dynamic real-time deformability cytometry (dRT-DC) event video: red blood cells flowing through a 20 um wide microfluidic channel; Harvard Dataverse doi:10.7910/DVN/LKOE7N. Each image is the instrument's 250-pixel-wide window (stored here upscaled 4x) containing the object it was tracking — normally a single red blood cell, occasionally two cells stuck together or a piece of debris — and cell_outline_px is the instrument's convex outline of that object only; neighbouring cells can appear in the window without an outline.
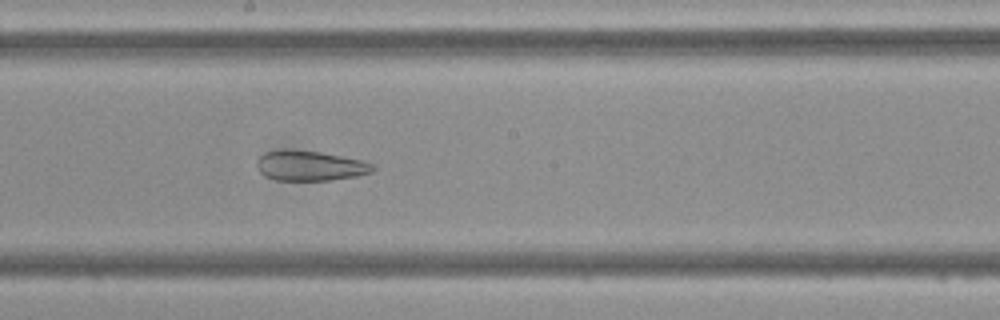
{"species": "Egyptian fruit bat (a non-hibernating species)", "species_latin": "Rousettus aegyptiacus", "temperature_condition": "cold", "stored_images_in_passage": 43, "camera_frame_rate_fps": 3000, "um_per_image_px": 0.085, "frame": {"image": 1, "passage_image": 26, "time_ms": 8.333, "image_size_px": [1000, 320], "cell_outline_px": [[376, 168], [372, 172], [356, 176], [332, 180], [276, 180], [264, 176], [260, 172], [256, 164], [256, 160], [264, 152], [320, 152], [364, 160], [372, 164]], "centroid_in_image_um": [26.4, 14.13], "position_along_channel_um": 221.8, "area_um2": 19.77}}
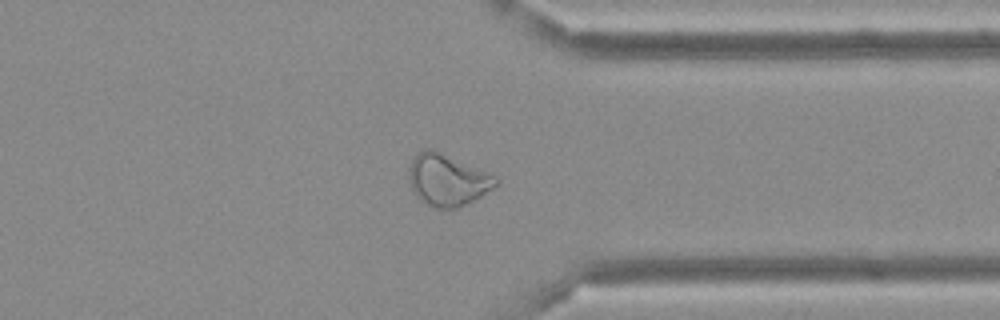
{"frame": {"image": 2, "passage_image": 37, "time_ms": 12.0, "image_size_px": [1000, 320], "cell_outline_px": [[500, 180], [492, 188], [480, 196], [460, 208], [436, 208], [420, 200], [416, 196], [412, 188], [408, 176], [408, 168], [412, 160], [420, 152], [428, 148], [432, 148], [496, 176]], "centroid_in_image_um": [38.02, 15.3], "position_along_channel_um": 373.4, "area_um2": 25.89}}